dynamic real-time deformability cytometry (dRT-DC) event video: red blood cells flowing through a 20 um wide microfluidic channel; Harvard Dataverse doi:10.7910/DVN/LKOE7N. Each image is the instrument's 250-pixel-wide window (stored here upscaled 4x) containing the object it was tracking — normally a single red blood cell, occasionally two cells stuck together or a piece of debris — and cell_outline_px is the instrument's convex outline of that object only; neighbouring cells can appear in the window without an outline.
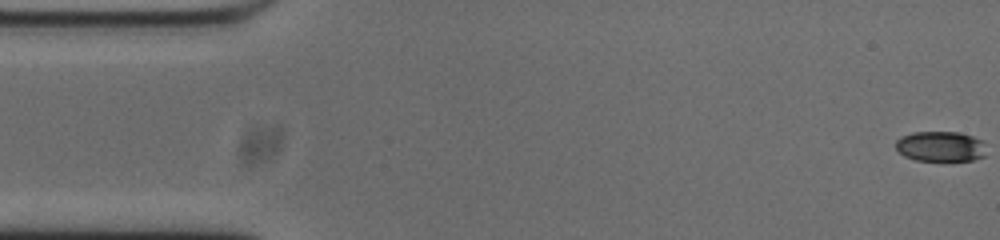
{"species": "common noctule bat (a hibernating species)", "species_latin": "Nyctalus noctula", "temperature_condition": "cold", "stored_images_in_passage": 54, "camera_frame_rate_fps": 3000, "um_per_image_px": 0.085, "animal": {"sex": "male", "body_mass_g": 20.0, "forearm_length_mm": 53.3}, "frame": {"image": 1, "passage_image": 1, "time_ms": 0.0, "image_size_px": [1000, 240], "cell_outline_px": [[984, 156], [972, 160], [916, 160], [904, 156], [896, 148], [896, 140], [912, 132], [956, 132], [972, 136], [984, 140]], "centroid_in_image_um": [79.95, 12.44], "position_along_channel_um": 5.1, "area_um2": 15.78}}
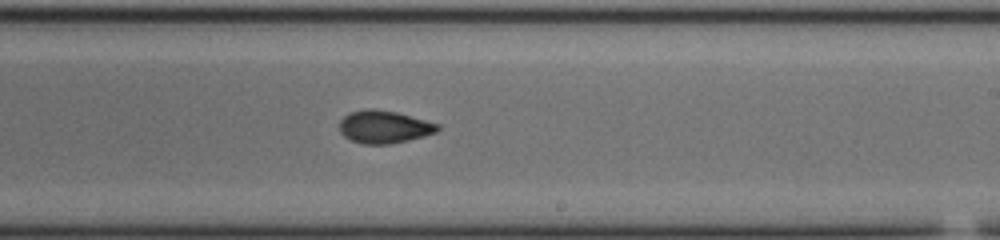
{"frame": {"image": 2, "passage_image": 31, "time_ms": 10.0, "image_size_px": [1000, 240], "cell_outline_px": [[440, 128], [436, 132], [424, 136], [408, 140], [388, 144], [364, 144], [352, 140], [344, 136], [340, 132], [340, 120], [348, 112], [368, 108], [372, 108], [396, 112], [440, 124]], "centroid_in_image_um": [32.64, 10.77], "position_along_channel_um": 256.4, "area_um2": 18.67}}
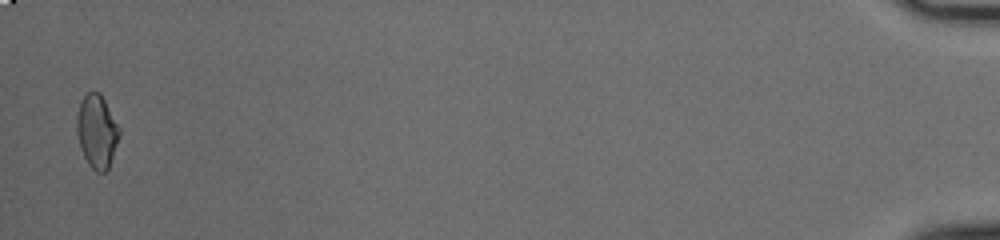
{"frame": {"image": 3, "passage_image": 53, "time_ms": 17.333, "image_size_px": [1000, 240], "cell_outline_px": [[120, 132], [108, 168], [104, 172], [96, 172], [88, 164], [80, 148], [76, 128], [76, 120], [80, 100], [92, 88], [100, 92], [120, 128]], "centroid_in_image_um": [8.21, 11.11], "position_along_channel_um": 427.0, "area_um2": 18.15}, "authors_computed_cell_mechanics": {"area_um2": 18.1492, "velocity_mm_per_s": 3.7605, "shape_relaxation_time_tau1_ms": null, "shape_relaxation_time_tau2_ms": 1.6486, "deformation_change_tau1": null, "deformation_change_tau2": 0.0581}}